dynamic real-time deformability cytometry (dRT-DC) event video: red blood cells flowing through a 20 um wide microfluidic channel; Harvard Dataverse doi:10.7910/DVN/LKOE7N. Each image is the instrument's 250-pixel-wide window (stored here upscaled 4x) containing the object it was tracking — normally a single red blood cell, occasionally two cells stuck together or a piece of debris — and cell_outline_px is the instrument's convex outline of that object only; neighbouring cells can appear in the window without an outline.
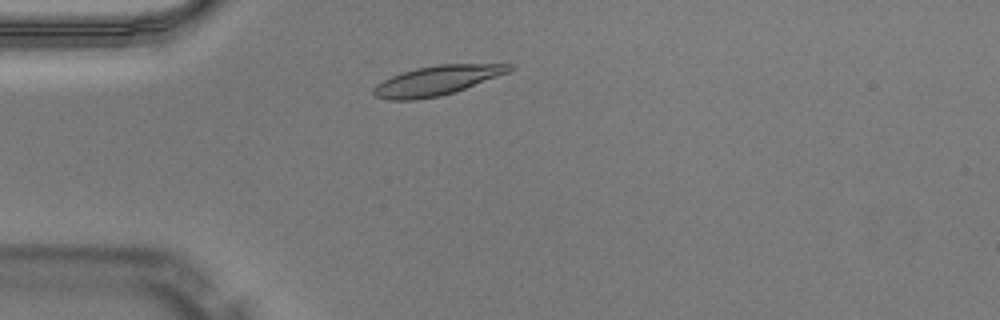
{"species": "Egyptian fruit bat (a non-hibernating species)", "species_latin": "Rousettus aegyptiacus", "temperature_condition": "warm", "stored_images_in_passage": 43, "camera_frame_rate_fps": 3000, "um_per_image_px": 0.085, "animal": {"sex": "male"}, "frame": {"image": 1, "passage_image": 6, "time_ms": 1.667, "image_size_px": [1000, 320], "cell_outline_px": [[516, 68], [508, 72], [464, 88], [440, 96], [416, 100], [388, 100], [376, 96], [372, 92], [372, 88], [376, 84], [392, 76], [416, 68], [436, 64], [516, 64]], "centroid_in_image_um": [37.12, 6.84], "position_along_channel_um": 47.9, "area_um2": 23.12}}
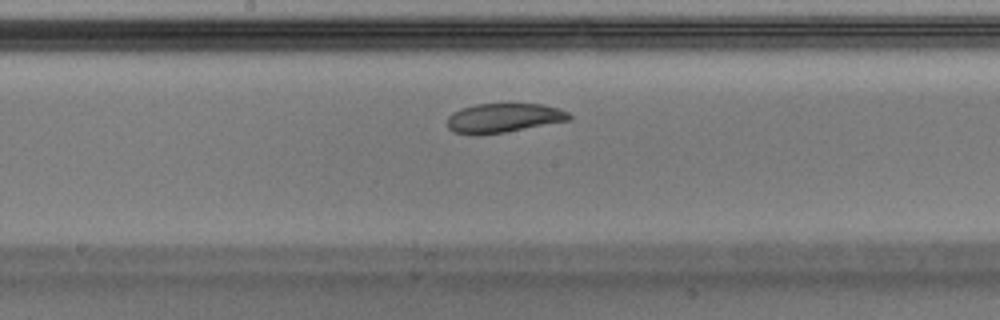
{"frame": {"image": 2, "passage_image": 19, "time_ms": 6.0, "image_size_px": [1000, 320], "cell_outline_px": [[572, 120], [504, 132], [476, 136], [472, 136], [452, 132], [448, 128], [448, 116], [452, 112], [460, 108], [476, 104], [544, 104], [560, 108], [568, 112], [572, 116]], "centroid_in_image_um": [42.79, 10.03], "position_along_channel_um": 205.4, "area_um2": 21.15}}
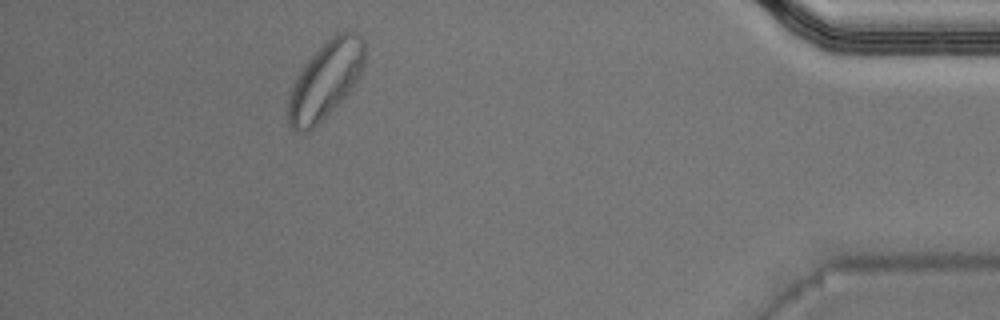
{"frame": {"image": 3, "passage_image": 38, "time_ms": 12.333, "image_size_px": [1000, 320], "cell_outline_px": [[364, 64], [356, 80], [348, 92], [308, 132], [296, 132], [288, 124], [288, 100], [292, 84], [308, 60], [336, 32], [348, 28], [356, 32], [364, 40]], "centroid_in_image_um": [27.66, 6.76], "position_along_channel_um": 407.5, "area_um2": 33.64}}